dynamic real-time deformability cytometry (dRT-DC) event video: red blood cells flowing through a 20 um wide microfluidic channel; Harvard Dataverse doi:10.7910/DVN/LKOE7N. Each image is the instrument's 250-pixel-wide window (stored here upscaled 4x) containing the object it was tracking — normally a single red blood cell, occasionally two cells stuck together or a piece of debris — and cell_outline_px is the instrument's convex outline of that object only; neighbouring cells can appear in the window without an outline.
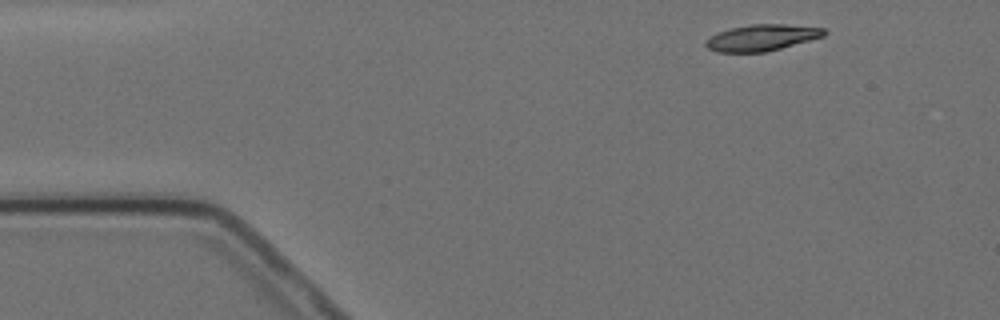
{"species": "Egyptian fruit bat (a non-hibernating species)", "species_latin": "Rousettus aegyptiacus", "temperature_condition": "cold", "stored_images_in_passage": 6, "camera_frame_rate_fps": 3000, "um_per_image_px": 0.085, "animal": {"sex": "female"}, "frame": {"image": 1, "passage_image": 1, "time_ms": 0.0, "image_size_px": [1000, 320], "cell_outline_px": [[828, 32], [824, 36], [780, 48], [764, 52], [716, 52], [708, 48], [704, 44], [704, 40], [716, 32], [728, 28], [752, 24], [784, 24], [824, 28]], "centroid_in_image_um": [64.7, 3.19], "position_along_channel_um": 20.3, "area_um2": 18.21}}
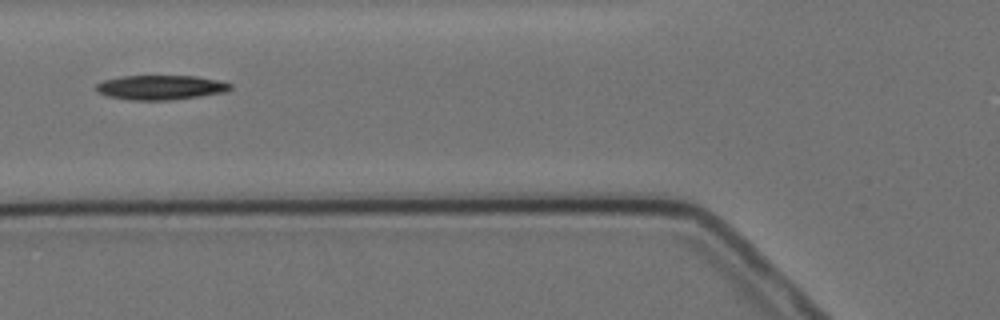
{"frame": {"image": 2, "passage_image": 5, "time_ms": 4.667, "image_size_px": [1000, 320], "cell_outline_px": [[232, 88], [224, 92], [200, 96], [168, 100], [128, 100], [108, 96], [100, 92], [96, 88], [96, 84], [104, 80], [120, 76], [196, 76], [220, 80], [232, 84]], "centroid_in_image_um": [13.67, 7.42], "position_along_channel_um": 112.1, "area_um2": 19.13}}
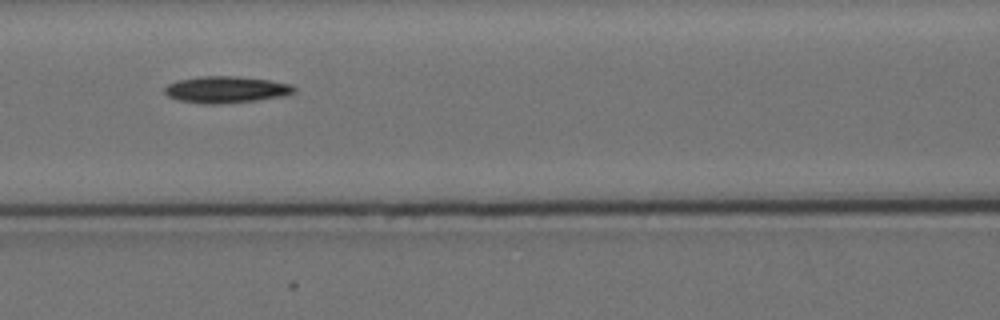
{"frame": {"image": 3, "passage_image": 6, "time_ms": 5.667, "image_size_px": [1000, 320], "cell_outline_px": [[296, 92], [280, 96], [256, 100], [220, 104], [208, 104], [180, 100], [168, 96], [164, 92], [164, 88], [168, 84], [176, 80], [200, 76], [236, 76], [268, 80], [292, 84], [296, 88]], "centroid_in_image_um": [19.2, 7.6], "position_along_channel_um": 147.4, "area_um2": 20.0}}